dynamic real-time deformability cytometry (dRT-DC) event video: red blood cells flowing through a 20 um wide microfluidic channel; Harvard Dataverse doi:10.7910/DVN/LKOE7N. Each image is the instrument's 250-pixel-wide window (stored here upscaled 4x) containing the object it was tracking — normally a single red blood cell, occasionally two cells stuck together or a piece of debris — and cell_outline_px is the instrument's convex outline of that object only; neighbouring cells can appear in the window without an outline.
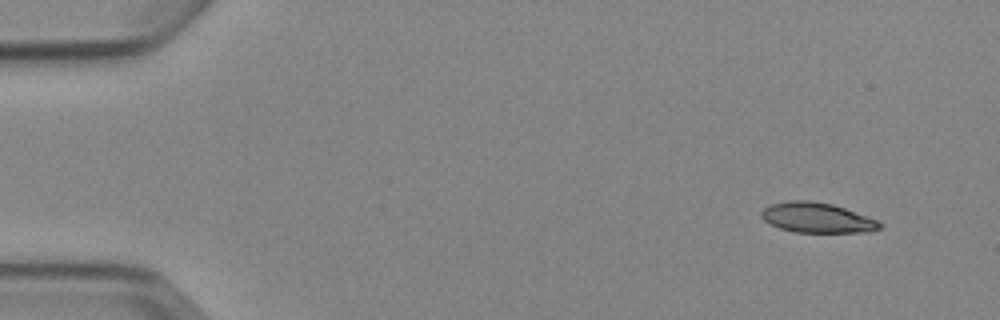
{"species": "Egyptian fruit bat (a non-hibernating species)", "species_latin": "Rousettus aegyptiacus", "temperature_condition": "cold", "stored_images_in_passage": 4, "camera_frame_rate_fps": 3000, "um_per_image_px": 0.085, "animal": {"sex": "female"}, "frame": {"image": 1, "passage_image": 1, "time_ms": 0.0, "image_size_px": [1000, 320], "cell_outline_px": [[884, 224], [880, 228], [868, 232], [796, 232], [780, 228], [768, 224], [760, 216], [760, 212], [764, 208], [772, 204], [788, 200], [808, 200], [832, 204], [880, 220]], "centroid_in_image_um": [69.46, 18.5], "position_along_channel_um": 15.5, "area_um2": 20.87}}
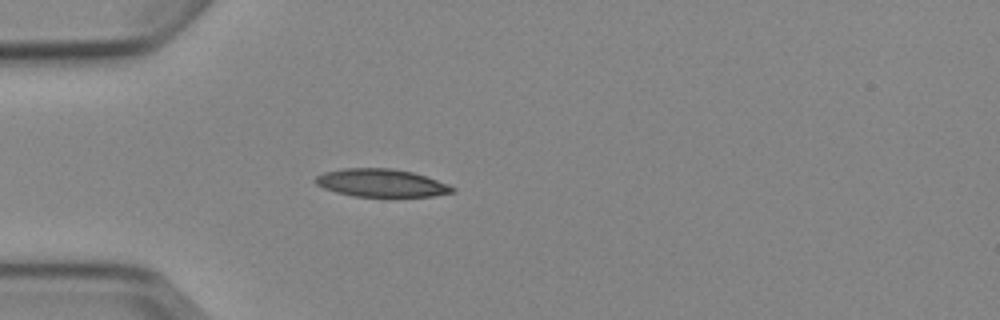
{"frame": {"image": 2, "passage_image": 4, "time_ms": 3.667, "image_size_px": [1000, 320], "cell_outline_px": [[456, 192], [432, 196], [356, 196], [336, 192], [324, 188], [316, 184], [312, 180], [316, 176], [324, 172], [344, 168], [392, 168], [412, 172], [448, 184], [456, 188]], "centroid_in_image_um": [32.39, 15.54], "position_along_channel_um": 52.6, "area_um2": 22.14}}